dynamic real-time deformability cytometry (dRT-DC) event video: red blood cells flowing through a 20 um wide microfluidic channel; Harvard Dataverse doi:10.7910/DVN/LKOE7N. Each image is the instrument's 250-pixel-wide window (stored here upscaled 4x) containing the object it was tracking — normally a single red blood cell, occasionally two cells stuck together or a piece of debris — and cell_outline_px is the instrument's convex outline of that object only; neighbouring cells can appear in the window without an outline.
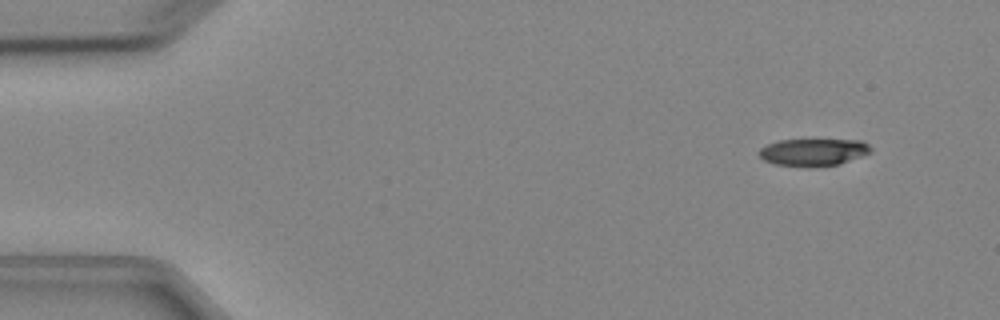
{"species": "Egyptian fruit bat (a non-hibernating species)", "species_latin": "Rousettus aegyptiacus", "temperature_condition": "cold", "stored_images_in_passage": 5, "segment_of_instrument_passage": [2, 2], "camera_frame_rate_fps": 3000, "um_per_image_px": 0.085, "animal": {"sex": "female"}, "frame": {"image": 1, "passage_image": 5, "time_ms": 5.667, "image_size_px": [1000, 320], "cell_outline_px": [[872, 152], [840, 164], [808, 168], [772, 164], [764, 160], [756, 152], [760, 148], [768, 144], [780, 140], [860, 140], [868, 144], [872, 148]], "centroid_in_image_um": [69.11, 12.95], "position_along_channel_um": 15.9, "area_um2": 18.03}}